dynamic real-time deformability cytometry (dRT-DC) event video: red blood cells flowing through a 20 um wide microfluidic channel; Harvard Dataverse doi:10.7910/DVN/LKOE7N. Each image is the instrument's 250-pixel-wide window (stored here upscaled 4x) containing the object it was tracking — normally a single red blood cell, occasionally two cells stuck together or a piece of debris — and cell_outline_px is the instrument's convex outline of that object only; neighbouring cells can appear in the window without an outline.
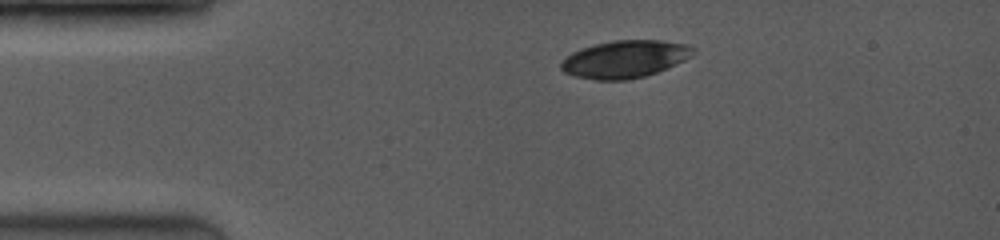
{"species": "common noctule bat (a hibernating species)", "species_latin": "Nyctalus noctula", "temperature_condition": "room temperature", "stored_images_in_passage": 5, "camera_frame_rate_fps": 3500, "um_per_image_px": 0.085, "animal": {"sex": "female", "body_mass_g": 19.0, "forearm_length_mm": 53.3}, "frame": {"image": 1, "passage_image": 1, "time_ms": 0.0, "image_size_px": [1000, 240], "cell_outline_px": [[696, 52], [692, 56], [676, 64], [656, 72], [644, 76], [628, 80], [596, 80], [572, 76], [564, 72], [560, 68], [560, 64], [572, 52], [596, 44], [616, 40], [660, 40], [688, 44], [696, 48]], "centroid_in_image_um": [53.14, 5.03], "position_along_channel_um": 31.9, "area_um2": 28.78}}